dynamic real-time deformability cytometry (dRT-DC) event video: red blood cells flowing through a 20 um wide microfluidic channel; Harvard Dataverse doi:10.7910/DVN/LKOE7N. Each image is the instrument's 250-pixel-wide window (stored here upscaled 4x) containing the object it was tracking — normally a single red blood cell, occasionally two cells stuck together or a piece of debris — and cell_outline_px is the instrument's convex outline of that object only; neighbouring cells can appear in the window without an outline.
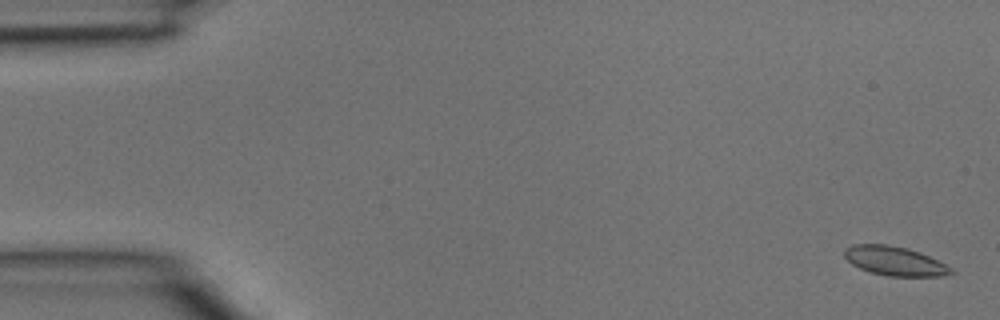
{"species": "common noctule bat (a hibernating species)", "species_latin": "Nyctalus noctula", "temperature_condition": "room temperature", "stored_images_in_passage": 3, "camera_frame_rate_fps": 3000, "um_per_image_px": 0.085, "animal": {"sex": "male", "body_mass_g": 15.6}, "frame": {"image": 1, "passage_image": 1, "time_ms": 0.0, "image_size_px": [1000, 320], "cell_outline_px": [[956, 272], [944, 276], [888, 276], [872, 272], [860, 268], [852, 264], [844, 256], [844, 248], [852, 244], [884, 244], [908, 248], [920, 252], [952, 268]], "centroid_in_image_um": [76.04, 22.18], "position_along_channel_um": 9.0, "area_um2": 18.03}}